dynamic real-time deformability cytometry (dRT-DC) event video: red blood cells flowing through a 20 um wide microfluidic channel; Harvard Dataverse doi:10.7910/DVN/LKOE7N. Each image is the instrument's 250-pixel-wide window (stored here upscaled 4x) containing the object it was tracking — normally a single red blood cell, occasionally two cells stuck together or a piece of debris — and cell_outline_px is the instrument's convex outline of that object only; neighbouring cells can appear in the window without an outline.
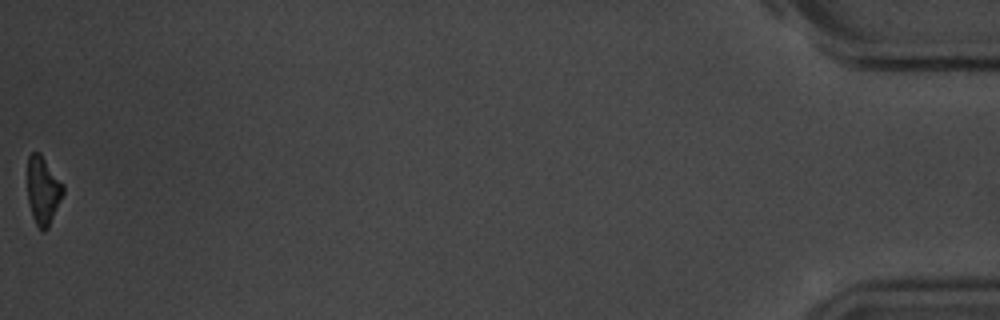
{"species": "common noctule bat (a hibernating species)", "species_latin": "Nyctalus noctula", "temperature_condition": "room temperature", "stored_images_in_passage": 42, "camera_frame_rate_fps": 3000, "um_per_image_px": 0.085, "animal": {"sex": "male", "body_mass_g": 20.1, "forearm_length_mm": 53.5}, "frame": {"image": 1, "passage_image": 42, "time_ms": 13.667, "image_size_px": [1000, 320], "cell_outline_px": [[64, 192], [48, 228], [44, 232], [36, 224], [32, 216], [28, 204], [28, 156], [32, 152], [40, 152], [64, 184]], "centroid_in_image_um": [3.66, 16.17], "position_along_channel_um": 431.5, "area_um2": 14.16}, "authors_computed_cell_mechanics": {"area_um2": 15.7505, "velocity_mm_per_s": 3.6744, "shape_relaxation_time_tau1_ms": 3.4589, "shape_relaxation_time_tau2_ms": 5.7534, "deformation_change_tau1": 0.1429, "deformation_change_tau2": 0.1476}}